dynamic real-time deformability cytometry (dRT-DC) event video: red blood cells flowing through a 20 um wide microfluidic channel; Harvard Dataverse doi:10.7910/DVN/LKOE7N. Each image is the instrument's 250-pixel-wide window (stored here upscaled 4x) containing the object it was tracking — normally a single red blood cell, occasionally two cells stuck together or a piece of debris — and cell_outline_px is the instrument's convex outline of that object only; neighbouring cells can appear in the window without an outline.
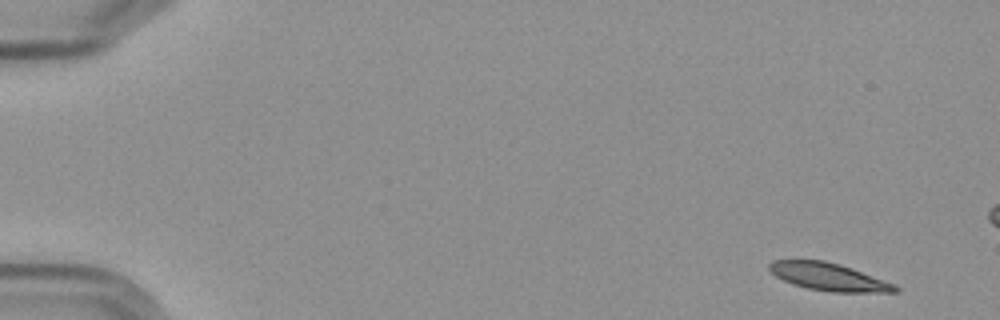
{"species": "Egyptian fruit bat (a non-hibernating species)", "species_latin": "Rousettus aegyptiacus", "temperature_condition": "cold", "stored_images_in_passage": 5, "camera_frame_rate_fps": 3000, "um_per_image_px": 0.085, "frame": {"image": 1, "passage_image": 1, "time_ms": 0.0, "image_size_px": [1000, 320], "cell_outline_px": [[900, 292], [832, 292], [808, 288], [792, 284], [776, 276], [768, 268], [768, 264], [772, 260], [824, 260], [840, 264], [852, 268], [896, 284], [900, 288]], "centroid_in_image_um": [70.47, 23.53], "position_along_channel_um": 14.5, "area_um2": 20.29}}